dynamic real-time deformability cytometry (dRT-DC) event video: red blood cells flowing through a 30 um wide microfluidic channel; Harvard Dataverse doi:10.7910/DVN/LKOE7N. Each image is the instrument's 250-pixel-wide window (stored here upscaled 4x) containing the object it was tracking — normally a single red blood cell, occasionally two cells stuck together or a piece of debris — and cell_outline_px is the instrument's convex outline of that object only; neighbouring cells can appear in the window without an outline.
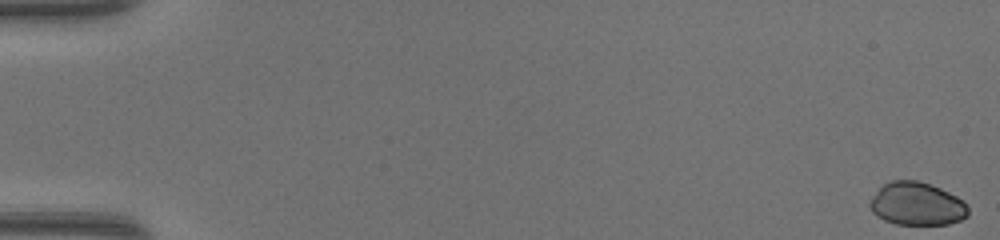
{"species": "common noctule bat (a hibernating species)", "species_latin": "Nyctalus noctula", "temperature_condition": "warm", "stored_images_in_passage": 49, "camera_frame_rate_fps": 3000, "um_per_image_px": 0.085, "animal": {"sex": "female", "body_mass_g": 17.0, "forearm_length_mm": 48.0}, "frame": {"image": 1, "passage_image": 1, "time_ms": 0.0, "image_size_px": [1000, 240], "cell_outline_px": [[968, 216], [960, 220], [948, 224], [896, 224], [884, 220], [876, 216], [872, 212], [868, 204], [872, 196], [884, 184], [892, 180], [916, 180], [932, 184], [964, 200], [968, 208]], "centroid_in_image_um": [77.93, 17.33], "position_along_channel_um": 7.1, "area_um2": 24.74}}
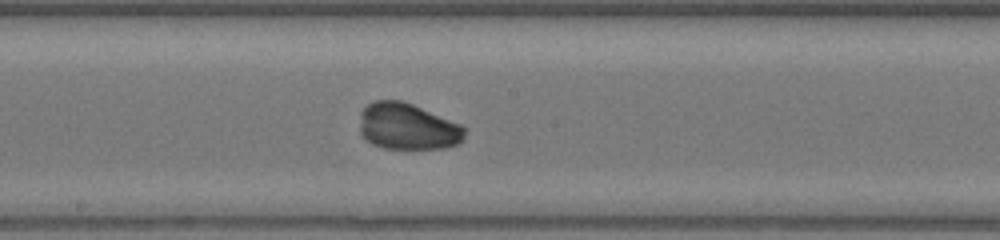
{"frame": {"image": 2, "passage_image": 28, "time_ms": 9.0, "image_size_px": [1000, 240], "cell_outline_px": [[464, 140], [456, 144], [444, 148], [384, 148], [372, 144], [360, 132], [360, 112], [372, 100], [400, 100], [412, 104], [460, 124], [464, 128]], "centroid_in_image_um": [34.62, 10.75], "position_along_channel_um": 213.6, "area_um2": 28.21}}
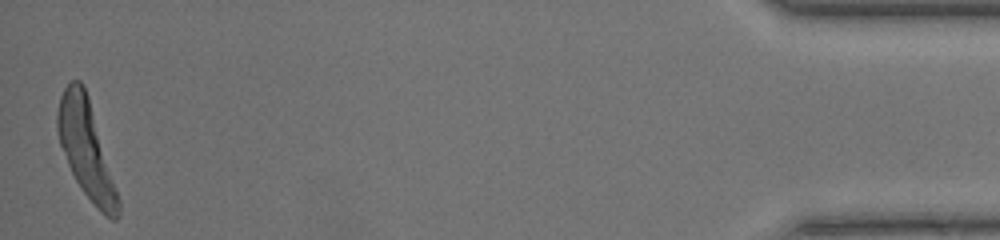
{"frame": {"image": 3, "passage_image": 49, "time_ms": 16.0, "image_size_px": [1000, 240], "cell_outline_px": [[120, 216], [116, 220], [112, 220], [104, 216], [100, 212], [84, 192], [76, 180], [68, 164], [60, 144], [56, 128], [56, 112], [60, 96], [64, 88], [72, 80], [80, 80], [84, 84], [88, 96], [120, 200]], "centroid_in_image_um": [7.32, 12.69], "position_along_channel_um": 427.9, "area_um2": 33.99}, "authors_computed_cell_mechanics": {"area_um2": 28.7844, "velocity_mm_per_s": 4.3316, "shape_relaxation_time_tau1_ms": 2.7033, "shape_relaxation_time_tau2_ms": 1.5409, "deformation_change_tau1": 0.1771, "deformation_change_tau2": 0.0342}}